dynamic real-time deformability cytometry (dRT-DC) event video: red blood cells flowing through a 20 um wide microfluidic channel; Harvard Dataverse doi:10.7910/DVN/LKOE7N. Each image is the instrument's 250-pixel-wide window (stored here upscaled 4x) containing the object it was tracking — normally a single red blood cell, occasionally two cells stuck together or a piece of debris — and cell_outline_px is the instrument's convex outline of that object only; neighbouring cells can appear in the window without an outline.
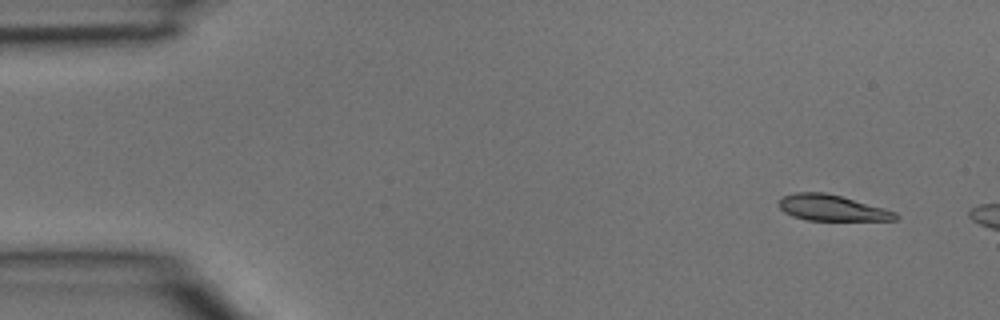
{"species": "common noctule bat (a hibernating species)", "species_latin": "Nyctalus noctula", "temperature_condition": "room temperature", "stored_images_in_passage": 2, "camera_frame_rate_fps": 3000, "um_per_image_px": 0.085, "animal": {"sex": "male", "body_mass_g": 15.6}, "frame": {"image": 1, "passage_image": 2, "time_ms": 0.333, "image_size_px": [1000, 320], "cell_outline_px": [[900, 216], [896, 220], [808, 220], [792, 216], [784, 212], [780, 208], [780, 200], [784, 196], [796, 192], [824, 192], [840, 196], [884, 208], [896, 212]], "centroid_in_image_um": [70.73, 17.67], "position_along_channel_um": 14.3, "area_um2": 17.4}}